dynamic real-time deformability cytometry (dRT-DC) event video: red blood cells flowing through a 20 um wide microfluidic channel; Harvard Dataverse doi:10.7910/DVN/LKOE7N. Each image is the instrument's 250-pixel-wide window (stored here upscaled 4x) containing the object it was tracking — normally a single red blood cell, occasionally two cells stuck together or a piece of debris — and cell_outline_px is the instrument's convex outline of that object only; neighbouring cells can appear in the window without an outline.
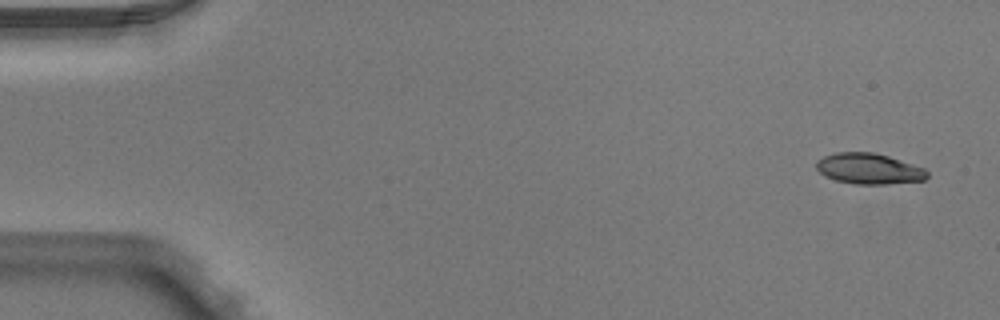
{"species": "Egyptian fruit bat (a non-hibernating species)", "species_latin": "Rousettus aegyptiacus", "temperature_condition": "warm", "stored_images_in_passage": 5, "camera_frame_rate_fps": 3000, "um_per_image_px": 0.085, "animal": {"sex": "male"}, "frame": {"image": 1, "passage_image": 1, "time_ms": 0.0, "image_size_px": [1000, 320], "cell_outline_px": [[928, 176], [924, 180], [888, 184], [852, 184], [836, 180], [824, 176], [816, 168], [816, 160], [824, 156], [836, 152], [872, 152], [888, 156], [924, 168], [928, 172]], "centroid_in_image_um": [73.83, 14.34], "position_along_channel_um": 11.2, "area_um2": 19.88}}
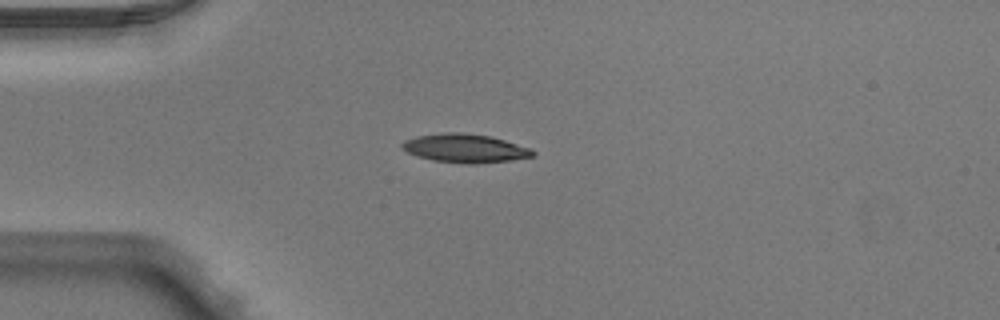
{"frame": {"image": 2, "passage_image": 4, "time_ms": 1.0, "image_size_px": [1000, 320], "cell_outline_px": [[536, 156], [512, 160], [476, 164], [468, 164], [432, 160], [416, 156], [400, 148], [400, 144], [404, 140], [416, 136], [444, 132], [464, 132], [492, 136], [532, 148], [536, 152]], "centroid_in_image_um": [39.55, 12.6], "position_along_channel_um": 45.5, "area_um2": 22.25}}